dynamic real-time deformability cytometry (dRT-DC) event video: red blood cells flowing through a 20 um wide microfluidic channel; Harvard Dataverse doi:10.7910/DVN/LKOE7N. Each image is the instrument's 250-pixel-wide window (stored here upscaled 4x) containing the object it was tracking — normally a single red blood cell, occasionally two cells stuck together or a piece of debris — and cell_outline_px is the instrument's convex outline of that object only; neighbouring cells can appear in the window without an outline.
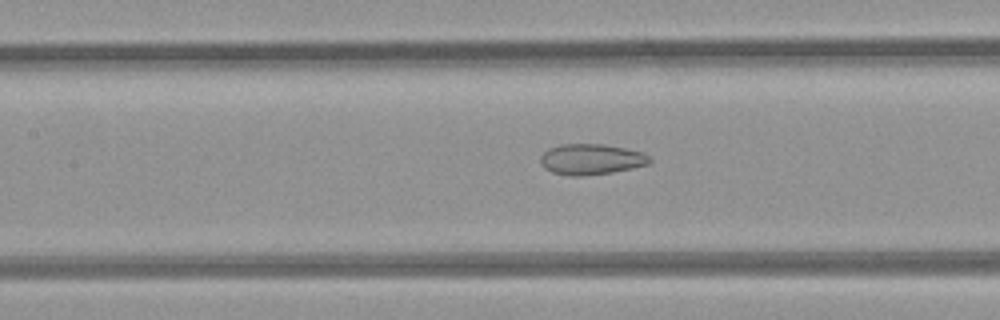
{"species": "common noctule bat (a hibernating species)", "species_latin": "Nyctalus noctula", "temperature_condition": "room temperature", "stored_images_in_passage": 9, "camera_frame_rate_fps": 3000, "um_per_image_px": 0.085, "animal": {"sex": "female", "body_mass_g": 21.9}, "frame": {"image": 1, "passage_image": 7, "time_ms": 2.0, "image_size_px": [1000, 320], "cell_outline_px": [[652, 160], [648, 164], [632, 168], [612, 172], [580, 176], [568, 176], [552, 172], [544, 168], [540, 164], [540, 156], [548, 148], [560, 144], [604, 144], [644, 152]], "centroid_in_image_um": [50.22, 13.53], "position_along_channel_um": 157.2, "area_um2": 19.65}}